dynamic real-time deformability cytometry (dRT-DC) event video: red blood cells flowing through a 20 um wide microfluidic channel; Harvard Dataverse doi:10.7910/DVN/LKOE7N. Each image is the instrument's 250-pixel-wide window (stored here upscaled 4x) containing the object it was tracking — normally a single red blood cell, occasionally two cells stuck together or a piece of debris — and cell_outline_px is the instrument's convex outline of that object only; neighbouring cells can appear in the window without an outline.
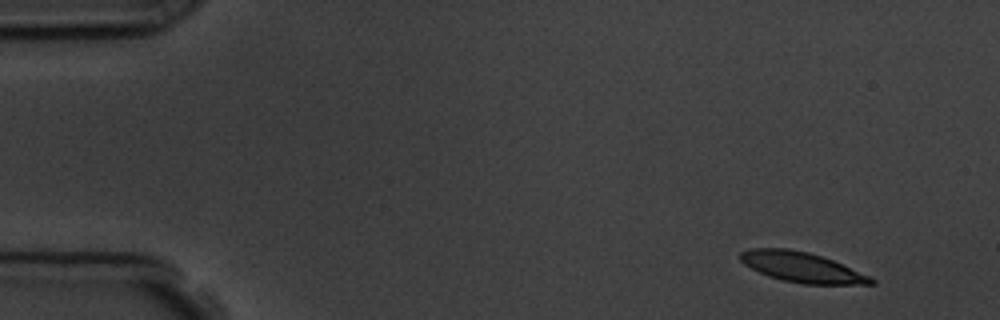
{"species": "common noctule bat (a hibernating species)", "species_latin": "Nyctalus noctula", "temperature_condition": "room temperature", "stored_images_in_passage": 4, "camera_frame_rate_fps": 3000, "um_per_image_px": 0.085, "animal": {"sex": "male", "body_mass_g": 19.5, "forearm_length_mm": 54.6}, "frame": {"image": 1, "passage_image": 1, "time_ms": 0.0, "image_size_px": [1000, 320], "cell_outline_px": [[876, 284], [804, 284], [784, 280], [768, 276], [744, 264], [740, 260], [740, 252], [752, 248], [788, 248], [808, 252], [832, 260], [868, 276], [876, 280]], "centroid_in_image_um": [68.12, 22.71], "position_along_channel_um": 16.9, "area_um2": 22.54}}
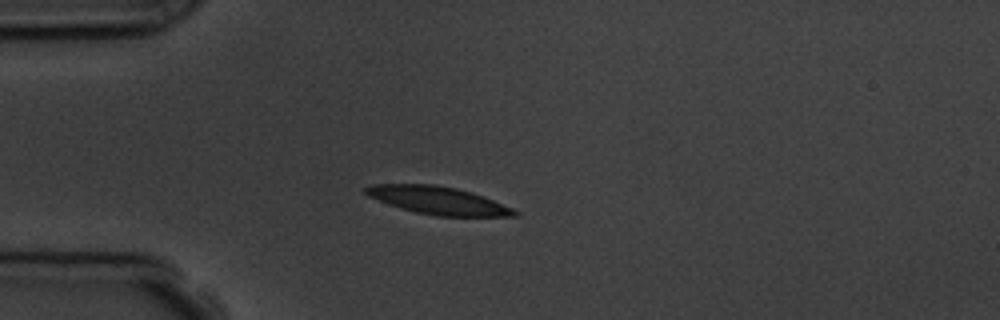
{"frame": {"image": 2, "passage_image": 4, "time_ms": 3.333, "image_size_px": [1000, 320], "cell_outline_px": [[520, 216], [436, 216], [416, 212], [400, 208], [388, 204], [368, 196], [364, 192], [364, 188], [372, 184], [436, 184], [456, 188], [472, 192], [484, 196], [512, 208], [520, 212]], "centroid_in_image_um": [37.25, 17.03], "position_along_channel_um": 47.8, "area_um2": 24.16}}